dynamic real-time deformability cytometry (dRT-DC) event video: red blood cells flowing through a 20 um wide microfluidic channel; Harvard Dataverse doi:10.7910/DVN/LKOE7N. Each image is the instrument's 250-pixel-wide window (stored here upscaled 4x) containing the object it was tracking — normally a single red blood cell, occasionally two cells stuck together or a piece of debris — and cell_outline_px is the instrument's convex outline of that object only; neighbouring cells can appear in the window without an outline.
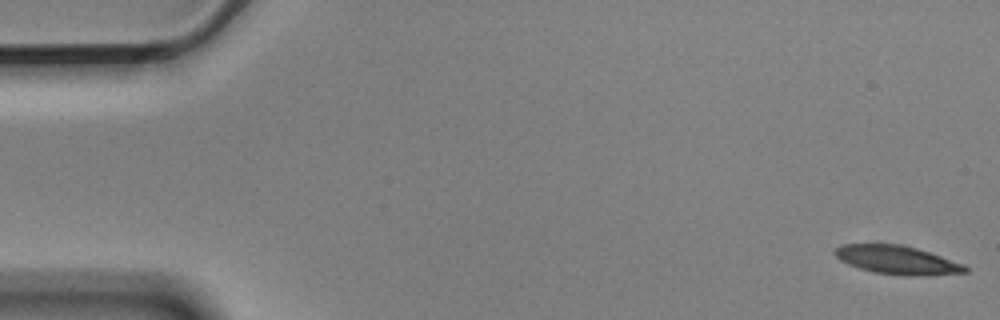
{"species": "Egyptian fruit bat (a non-hibernating species)", "species_latin": "Rousettus aegyptiacus", "temperature_condition": "cold", "stored_images_in_passage": 57, "camera_frame_rate_fps": 3000, "um_per_image_px": 0.085, "animal": {"sex": "male"}, "frame": {"image": 1, "passage_image": 1, "time_ms": 0.0, "image_size_px": [1000, 320], "cell_outline_px": [[968, 272], [928, 276], [904, 276], [872, 272], [848, 264], [840, 260], [832, 252], [840, 244], [900, 244], [916, 248], [964, 264], [968, 268]], "centroid_in_image_um": [76.25, 22.11], "position_along_channel_um": 8.7, "area_um2": 21.79}}
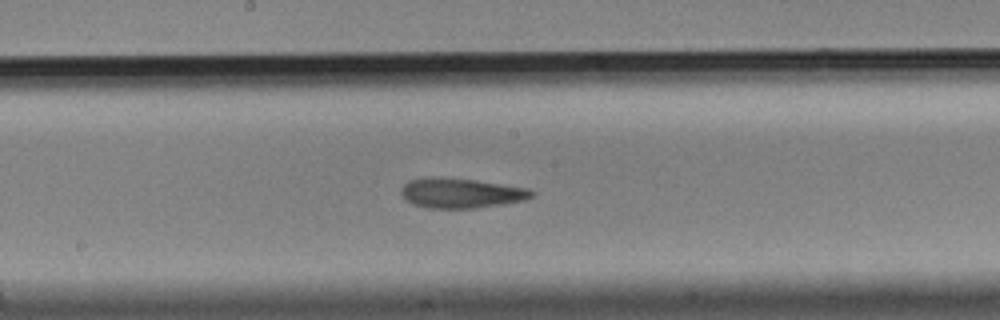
{"frame": {"image": 2, "passage_image": 29, "time_ms": 9.333, "image_size_px": [1000, 320], "cell_outline_px": [[536, 192], [532, 196], [524, 200], [504, 204], [476, 208], [428, 208], [412, 204], [400, 192], [400, 188], [408, 180], [424, 176], [444, 176], [476, 180], [528, 188]], "centroid_in_image_um": [39.15, 16.39], "position_along_channel_um": 209.0, "area_um2": 23.12}}
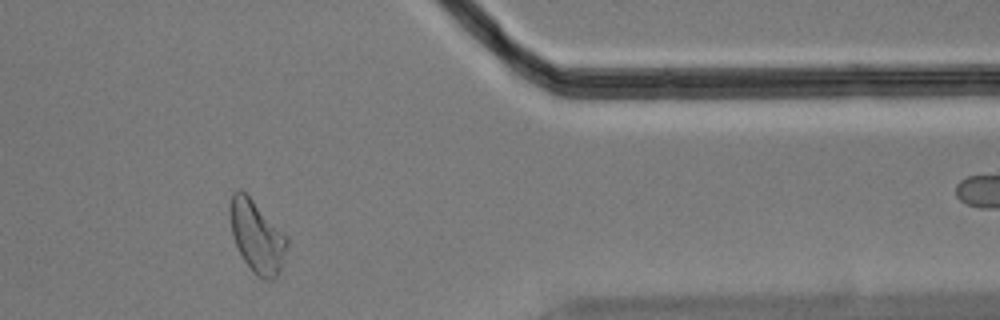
{"frame": {"image": 3, "passage_image": 46, "time_ms": 15.0, "image_size_px": [1000, 320], "cell_outline_px": [[288, 244], [280, 268], [276, 276], [272, 280], [264, 280], [256, 276], [252, 272], [244, 260], [236, 244], [232, 232], [228, 212], [228, 208], [232, 192], [236, 188], [240, 188], [288, 236]], "centroid_in_image_um": [21.81, 20.08], "position_along_channel_um": 389.6, "area_um2": 23.87}, "authors_computed_cell_mechanics": {"area_um2": 22.7154, "velocity_mm_per_s": 3.5535, "shape_relaxation_time_tau1_ms": 6.9136, "shape_relaxation_time_tau2_ms": 3.357, "deformation_change_tau1": 0.1963, "deformation_change_tau2": 0.1224}}